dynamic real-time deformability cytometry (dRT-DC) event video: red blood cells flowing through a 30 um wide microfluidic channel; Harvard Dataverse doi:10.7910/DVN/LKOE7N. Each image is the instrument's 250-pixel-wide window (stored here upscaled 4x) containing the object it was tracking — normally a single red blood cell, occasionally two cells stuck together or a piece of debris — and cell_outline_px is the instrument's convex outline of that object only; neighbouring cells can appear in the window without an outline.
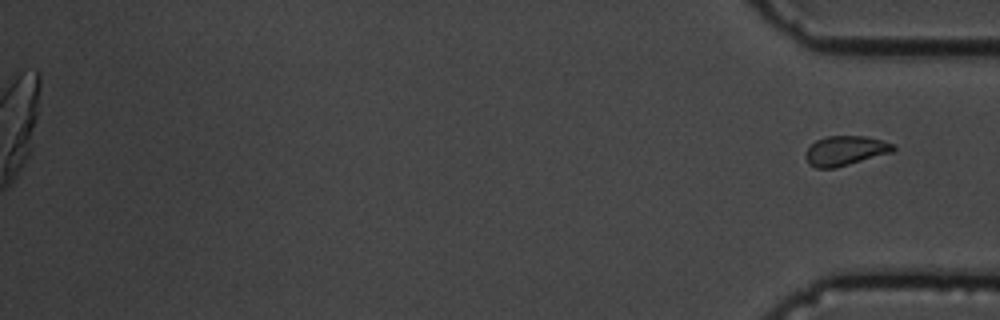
{"species": "common noctule bat (a hibernating species)", "species_latin": "Nyctalus noctula", "temperature_condition": "cold", "stored_images_in_passage": 58, "segment_of_instrument_passage": [2, 2], "camera_frame_rate_fps": 3000, "um_per_image_px": 0.085, "animal": {"sex": "male", "body_mass_g": 19.5, "forearm_length_mm": 54.6}, "frame": {"image": 1, "passage_image": 58, "time_ms": 19.0, "image_size_px": [1000, 320], "cell_outline_px": [[896, 148], [892, 152], [836, 168], [816, 168], [808, 164], [804, 156], [808, 148], [816, 140], [824, 136], [864, 136], [896, 144]], "centroid_in_image_um": [71.83, 12.81], "position_along_channel_um": 363.4, "area_um2": 15.2}}